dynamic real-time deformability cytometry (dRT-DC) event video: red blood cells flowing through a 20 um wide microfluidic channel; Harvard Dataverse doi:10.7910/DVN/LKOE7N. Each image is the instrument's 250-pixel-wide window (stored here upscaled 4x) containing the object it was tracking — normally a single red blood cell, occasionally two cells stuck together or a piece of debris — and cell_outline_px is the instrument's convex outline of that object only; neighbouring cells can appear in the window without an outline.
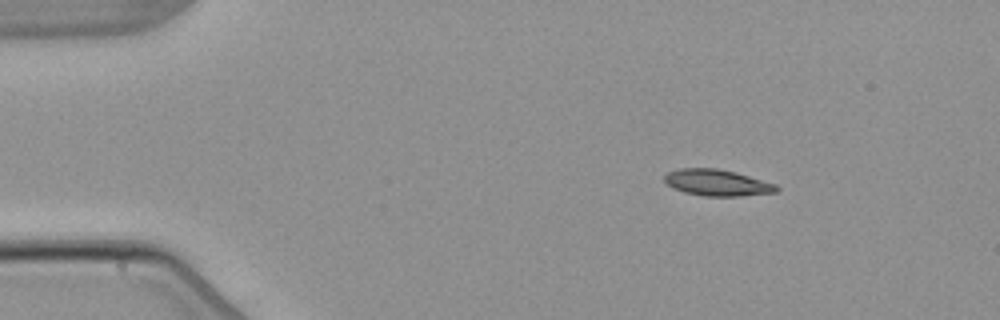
{"species": "common noctule bat (a hibernating species)", "species_latin": "Nyctalus noctula", "temperature_condition": "warm", "stored_images_in_passage": 5, "camera_frame_rate_fps": 3000, "um_per_image_px": 0.085, "animal": {"sex": "male", "body_mass_g": 21.5, "forearm_length_mm": 52.0}, "frame": {"image": 1, "passage_image": 2, "time_ms": 1.333, "image_size_px": [1000, 320], "cell_outline_px": [[780, 188], [776, 192], [740, 196], [704, 196], [684, 192], [668, 184], [664, 180], [664, 176], [668, 172], [676, 168], [716, 168], [736, 172], [776, 184]], "centroid_in_image_um": [60.97, 15.52], "position_along_channel_um": 24.0, "area_um2": 17.17}}